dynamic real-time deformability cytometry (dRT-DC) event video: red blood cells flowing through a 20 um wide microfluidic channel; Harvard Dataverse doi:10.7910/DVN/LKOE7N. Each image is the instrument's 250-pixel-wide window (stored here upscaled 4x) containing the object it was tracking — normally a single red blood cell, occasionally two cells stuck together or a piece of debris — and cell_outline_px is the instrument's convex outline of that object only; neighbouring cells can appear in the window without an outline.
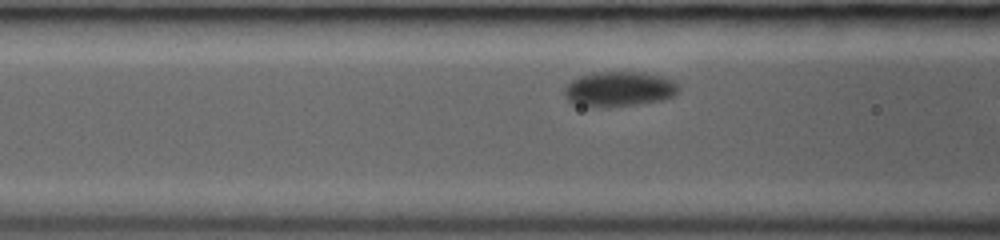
{"species": "common noctule bat (a hibernating species)", "species_latin": "Nyctalus noctula", "temperature_condition": "room temperature", "stored_images_in_passage": 5, "camera_frame_rate_fps": 3000, "um_per_image_px": 0.085, "animal": {"sex": "female", "body_mass_g": 19.0, "forearm_length_mm": 53.3}, "frame": {"image": 1, "passage_image": 4, "time_ms": 1.667, "image_size_px": [1000, 240], "cell_outline_px": [[680, 88], [672, 96], [664, 100], [608, 108], [592, 108], [572, 104], [564, 96], [564, 88], [572, 80], [580, 76], [596, 72], [644, 72], [660, 76], [672, 80]], "centroid_in_image_um": [52.57, 7.59], "position_along_channel_um": 114.0, "area_um2": 23.58}}